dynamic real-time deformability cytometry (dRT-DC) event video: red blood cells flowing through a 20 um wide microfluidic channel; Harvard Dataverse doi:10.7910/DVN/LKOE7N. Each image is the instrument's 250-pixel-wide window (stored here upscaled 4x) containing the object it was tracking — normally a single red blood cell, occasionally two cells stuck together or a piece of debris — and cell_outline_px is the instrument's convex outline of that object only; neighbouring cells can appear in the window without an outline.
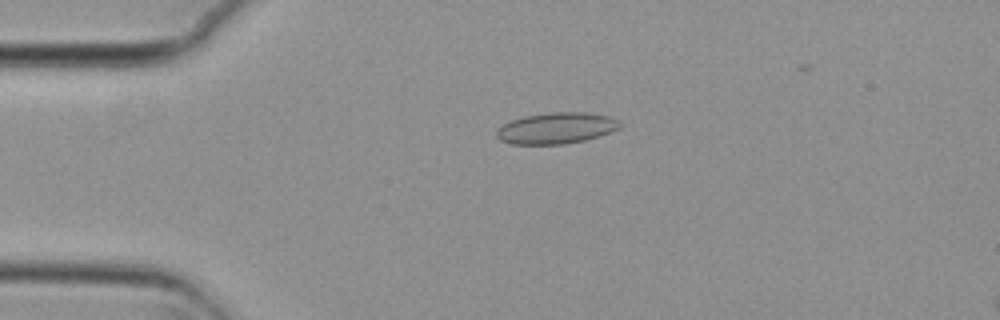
{"species": "common noctule bat (a hibernating species)", "species_latin": "Nyctalus noctula", "temperature_condition": "cold", "stored_images_in_passage": 56, "camera_frame_rate_fps": 3000, "um_per_image_px": 0.085, "animal": {"sex": "female", "body_mass_g": 29.2, "forearm_length_mm": 56.3}, "frame": {"image": 1, "passage_image": 13, "time_ms": 4.0, "image_size_px": [1000, 320], "cell_outline_px": [[620, 128], [600, 136], [584, 140], [564, 144], [512, 144], [500, 140], [496, 136], [496, 128], [512, 120], [524, 116], [552, 112], [584, 112], [608, 116], [620, 120]], "centroid_in_image_um": [47.28, 10.89], "position_along_channel_um": 37.7, "area_um2": 22.43}}
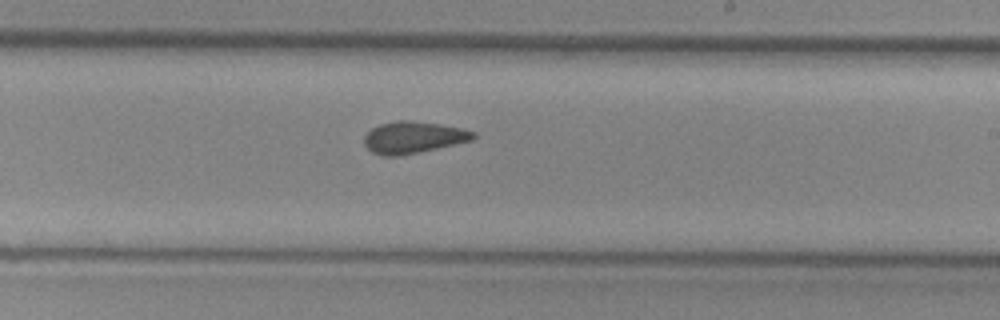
{"frame": {"image": 2, "passage_image": 33, "time_ms": 10.667, "image_size_px": [1000, 320], "cell_outline_px": [[476, 136], [472, 140], [400, 156], [384, 156], [372, 152], [364, 144], [364, 136], [372, 128], [380, 124], [396, 120], [408, 120], [440, 124], [460, 128], [476, 132]], "centroid_in_image_um": [35.11, 11.67], "position_along_channel_um": 253.9, "area_um2": 20.06}}
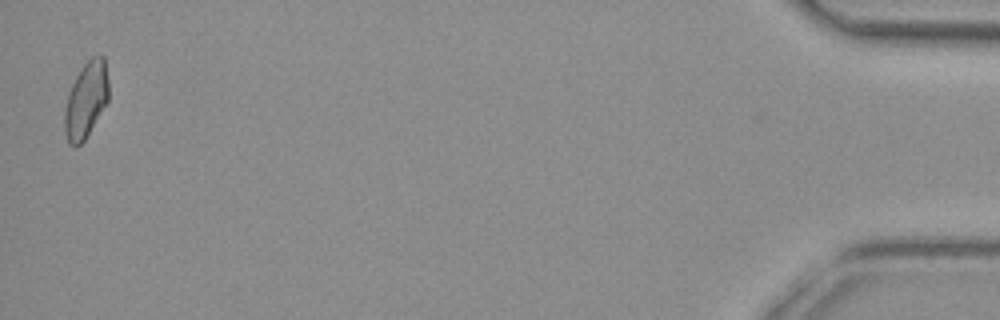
{"frame": {"image": 3, "passage_image": 55, "time_ms": 18.0, "image_size_px": [1000, 320], "cell_outline_px": [[108, 100], [84, 140], [76, 148], [68, 144], [64, 132], [64, 108], [68, 92], [76, 76], [84, 64], [92, 56], [104, 56], [108, 80]], "centroid_in_image_um": [7.28, 8.52], "position_along_channel_um": 427.9, "area_um2": 19.48}, "authors_computed_cell_mechanics": {"area_um2": 20.2878, "velocity_mm_per_s": 3.7173, "shape_relaxation_time_tau1_ms": null, "shape_relaxation_time_tau2_ms": 2.4655, "deformation_change_tau1": null, "deformation_change_tau2": 0.0713}}